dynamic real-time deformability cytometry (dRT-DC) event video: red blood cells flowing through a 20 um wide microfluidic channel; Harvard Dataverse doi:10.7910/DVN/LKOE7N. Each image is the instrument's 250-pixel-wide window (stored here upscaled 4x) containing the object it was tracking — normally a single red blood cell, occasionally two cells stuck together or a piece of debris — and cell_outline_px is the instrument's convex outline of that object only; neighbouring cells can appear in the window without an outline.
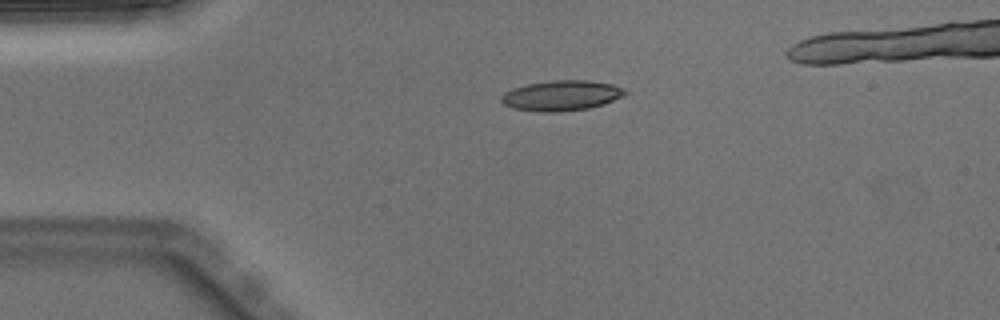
{"species": "Egyptian fruit bat (a non-hibernating species)", "species_latin": "Rousettus aegyptiacus", "temperature_condition": "warm", "stored_images_in_passage": 5, "camera_frame_rate_fps": 3000, "um_per_image_px": 0.085, "animal": {"sex": "male"}, "frame": {"image": 1, "passage_image": 3, "time_ms": 0.667, "image_size_px": [1000, 320], "cell_outline_px": [[628, 92], [624, 96], [604, 104], [588, 108], [560, 112], [540, 112], [512, 108], [504, 104], [500, 100], [500, 96], [504, 92], [512, 88], [528, 84], [552, 80], [588, 80], [612, 84], [624, 88]], "centroid_in_image_um": [47.72, 8.12], "position_along_channel_um": 37.3, "area_um2": 22.02}}